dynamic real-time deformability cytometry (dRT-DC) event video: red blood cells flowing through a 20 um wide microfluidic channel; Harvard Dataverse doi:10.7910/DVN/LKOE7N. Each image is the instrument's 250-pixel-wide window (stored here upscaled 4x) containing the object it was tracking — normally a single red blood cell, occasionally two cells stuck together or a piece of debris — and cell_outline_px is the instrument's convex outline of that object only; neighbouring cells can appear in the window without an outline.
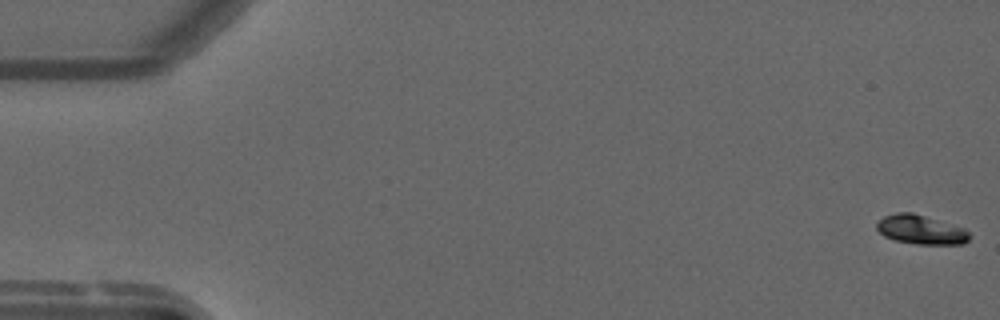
{"species": "common noctule bat (a hibernating species)", "species_latin": "Nyctalus noctula", "temperature_condition": "warm", "stored_images_in_passage": 55, "camera_frame_rate_fps": 3000, "um_per_image_px": 0.085, "animal": {"sex": "male", "forearm_length_mm": 52.5}, "frame": {"image": 1, "passage_image": 1, "time_ms": 0.0, "image_size_px": [1000, 320], "cell_outline_px": [[972, 236], [964, 244], [916, 244], [896, 240], [884, 236], [876, 228], [876, 224], [884, 216], [896, 212], [912, 212], [964, 228]], "centroid_in_image_um": [78.28, 19.52], "position_along_channel_um": 6.7, "area_um2": 15.66}}
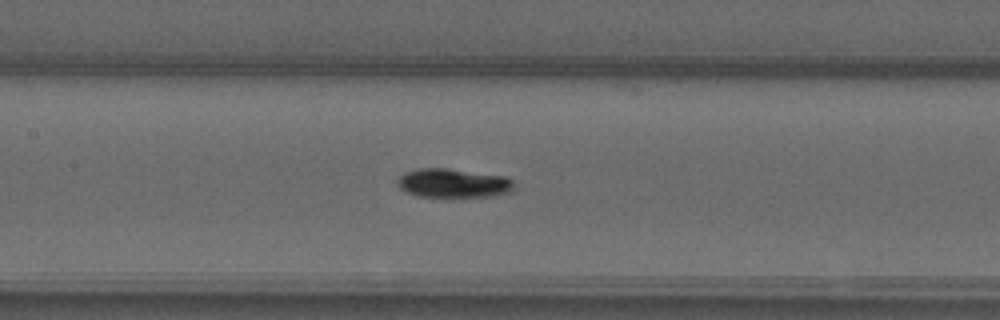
{"frame": {"image": 2, "passage_image": 26, "time_ms": 8.333, "image_size_px": [1000, 320], "cell_outline_px": [[512, 192], [492, 196], [416, 196], [400, 188], [396, 184], [396, 180], [404, 172], [420, 168], [444, 168], [508, 176], [512, 180]], "centroid_in_image_um": [38.52, 15.55], "position_along_channel_um": 168.9, "area_um2": 19.59}}
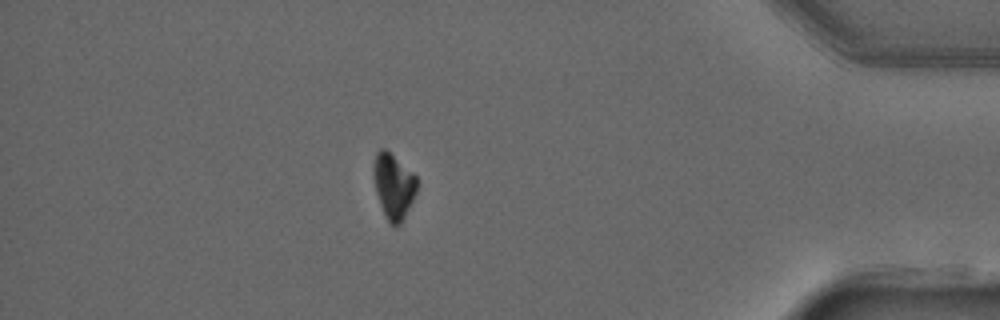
{"frame": {"image": 3, "passage_image": 48, "time_ms": 15.667, "image_size_px": [1000, 320], "cell_outline_px": [[416, 192], [400, 224], [392, 228], [384, 216], [376, 192], [372, 172], [372, 168], [376, 152], [380, 148], [384, 148], [412, 172], [416, 176]], "centroid_in_image_um": [33.41, 15.83], "position_along_channel_um": 401.8, "area_um2": 16.36}, "authors_computed_cell_mechanics": {"area_um2": 17.6868, "velocity_mm_per_s": 3.7549, "shape_relaxation_time_tau1_ms": 10.6893, "shape_relaxation_time_tau2_ms": 1.518, "deformation_change_tau1": 0.2486, "deformation_change_tau2": 0.0249}}